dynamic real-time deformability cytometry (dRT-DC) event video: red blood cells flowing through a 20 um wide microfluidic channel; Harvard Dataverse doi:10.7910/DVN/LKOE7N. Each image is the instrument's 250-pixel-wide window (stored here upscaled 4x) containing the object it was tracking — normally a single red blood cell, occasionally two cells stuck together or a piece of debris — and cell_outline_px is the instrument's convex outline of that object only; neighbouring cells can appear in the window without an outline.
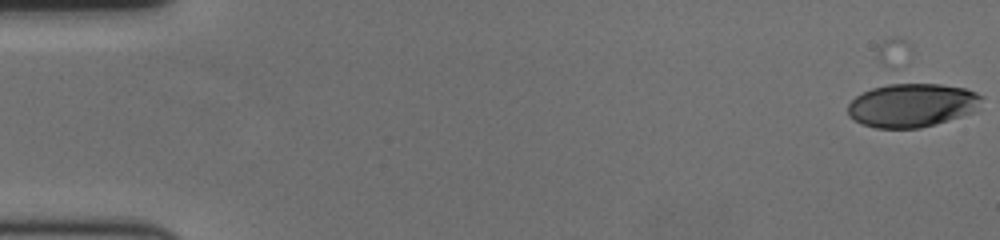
{"species": "human", "species_latin": "Homo sapiens", "temperature_condition": "cold", "stored_images_in_passage": 5, "camera_frame_rate_fps": 3000, "um_per_image_px": 0.085, "donor": {"sex": "female"}, "frame": {"image": 1, "passage_image": 5, "time_ms": 1.333, "image_size_px": [1000, 240], "cell_outline_px": [[984, 96], [976, 112], [936, 124], [920, 128], [876, 128], [860, 124], [848, 116], [848, 104], [856, 96], [872, 88], [896, 80], [900, 80], [940, 84], [964, 88], [976, 92]], "centroid_in_image_um": [77.53, 8.91], "position_along_channel_um": 7.5, "area_um2": 35.2}}